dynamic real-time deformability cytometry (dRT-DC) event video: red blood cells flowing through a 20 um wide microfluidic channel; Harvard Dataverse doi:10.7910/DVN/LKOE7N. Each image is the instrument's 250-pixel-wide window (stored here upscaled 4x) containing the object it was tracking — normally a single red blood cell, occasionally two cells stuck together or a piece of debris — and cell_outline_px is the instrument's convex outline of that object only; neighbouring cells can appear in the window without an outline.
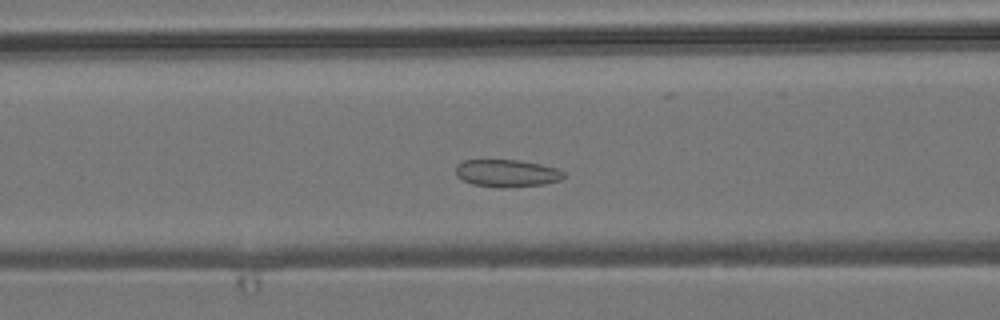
{"species": "common noctule bat (a hibernating species)", "species_latin": "Nyctalus noctula", "temperature_condition": "room temperature", "stored_images_in_passage": 42, "camera_frame_rate_fps": 3000, "um_per_image_px": 0.085, "animal": {"sex": "male", "body_mass_g": 19.2, "forearm_length_mm": 51.8}, "frame": {"image": 1, "passage_image": 10, "time_ms": 3.0, "image_size_px": [1000, 320], "cell_outline_px": [[564, 176], [560, 180], [544, 184], [500, 188], [472, 184], [456, 176], [456, 164], [464, 160], [520, 160], [540, 164], [556, 168], [564, 172]], "centroid_in_image_um": [43.06, 14.72], "position_along_channel_um": 123.5, "area_um2": 17.22}}
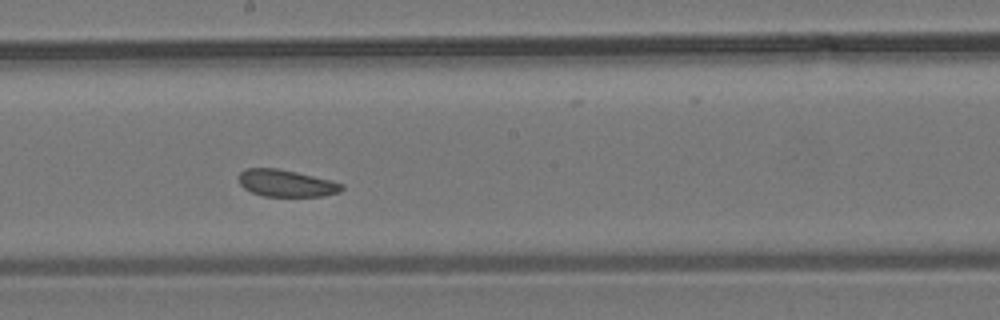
{"frame": {"image": 2, "passage_image": 18, "time_ms": 5.667, "image_size_px": [1000, 320], "cell_outline_px": [[344, 188], [340, 192], [324, 196], [264, 196], [252, 192], [244, 188], [240, 184], [240, 172], [248, 168], [276, 168], [296, 172], [344, 184]], "centroid_in_image_um": [24.34, 15.58], "position_along_channel_um": 223.9, "area_um2": 15.95}}
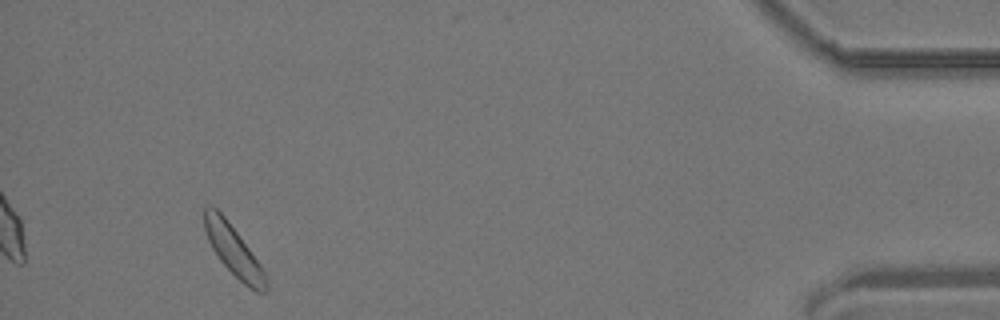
{"frame": {"image": 3, "passage_image": 39, "time_ms": 12.667, "image_size_px": [1000, 320], "cell_outline_px": [[268, 288], [264, 292], [256, 292], [248, 288], [220, 260], [212, 248], [208, 240], [204, 228], [204, 208], [208, 204], [216, 208], [224, 216], [260, 264], [264, 272], [268, 284]], "centroid_in_image_um": [19.84, 21.3], "position_along_channel_um": 415.4, "area_um2": 17.63}, "authors_computed_cell_mechanics": {"area_um2": 17.4556, "velocity_mm_per_s": 3.7692, "shape_relaxation_time_tau1_ms": null, "shape_relaxation_time_tau2_ms": 3.7682, "deformation_change_tau1": null, "deformation_change_tau2": 0.0923}}